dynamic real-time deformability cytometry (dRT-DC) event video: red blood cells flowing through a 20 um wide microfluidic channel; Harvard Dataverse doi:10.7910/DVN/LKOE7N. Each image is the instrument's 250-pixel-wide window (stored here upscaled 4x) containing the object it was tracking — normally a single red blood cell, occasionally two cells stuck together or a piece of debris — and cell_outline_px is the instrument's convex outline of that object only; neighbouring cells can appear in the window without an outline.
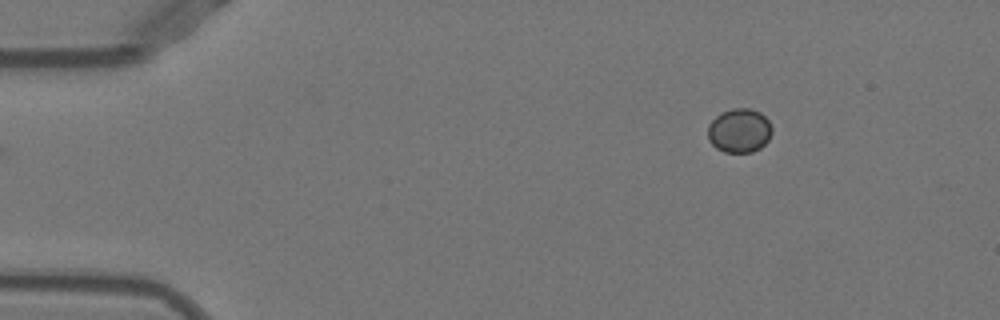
{"species": "Egyptian fruit bat (a non-hibernating species)", "species_latin": "Rousettus aegyptiacus", "temperature_condition": "warm", "stored_images_in_passage": 46, "camera_frame_rate_fps": 3000, "um_per_image_px": 0.085, "animal": {"sex": "female"}, "frame": {"image": 1, "passage_image": 1, "time_ms": 0.0, "image_size_px": [1000, 320], "cell_outline_px": [[772, 132], [768, 140], [760, 148], [752, 152], [724, 152], [716, 148], [708, 140], [708, 124], [720, 112], [732, 108], [752, 108], [760, 112], [768, 120], [772, 128]], "centroid_in_image_um": [62.84, 11.09], "position_along_channel_um": 22.2, "area_um2": 16.65}}
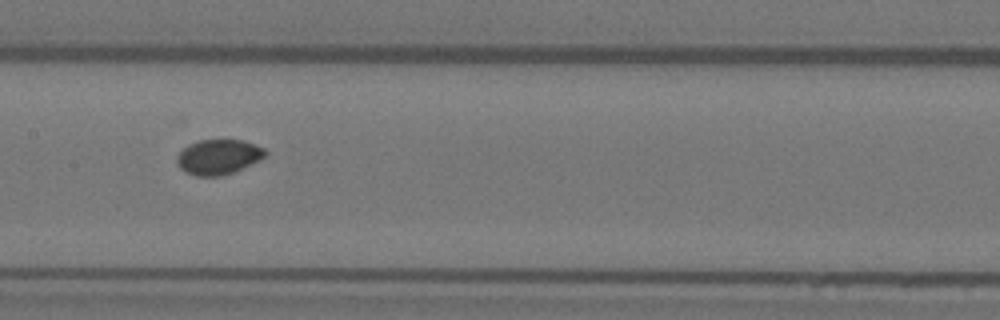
{"frame": {"image": 2, "passage_image": 20, "time_ms": 6.333, "image_size_px": [1000, 320], "cell_outline_px": [[268, 152], [260, 160], [232, 172], [220, 176], [196, 176], [184, 172], [176, 164], [176, 156], [188, 144], [200, 140], [244, 140], [264, 148]], "centroid_in_image_um": [18.54, 13.34], "position_along_channel_um": 188.9, "area_um2": 18.03}}
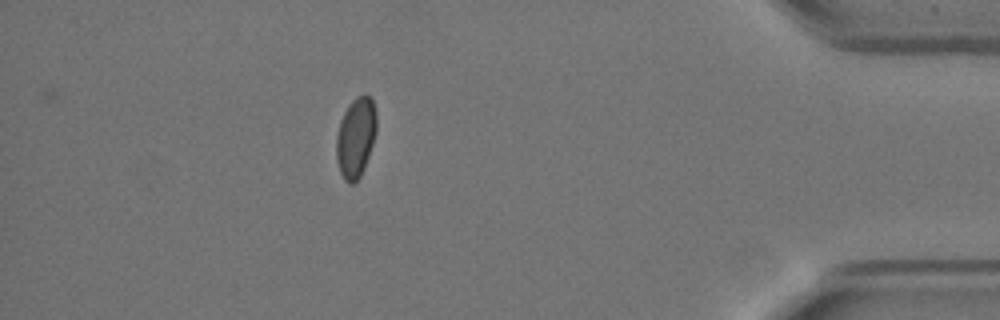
{"frame": {"image": 3, "passage_image": 40, "time_ms": 13.0, "image_size_px": [1000, 320], "cell_outline_px": [[376, 132], [364, 168], [360, 176], [352, 184], [348, 184], [344, 180], [340, 172], [336, 160], [336, 136], [340, 120], [348, 104], [356, 96], [364, 92], [372, 100], [376, 112]], "centroid_in_image_um": [30.22, 11.66], "position_along_channel_um": 405.0, "area_um2": 18.84}, "authors_computed_cell_mechanics": {"area_um2": 18.2359, "velocity_mm_per_s": 3.9269, "shape_relaxation_time_tau1_ms": 5.5979, "shape_relaxation_time_tau2_ms": 0.5461, "deformation_change_tau1": 0.0824, "deformation_change_tau2": 0.0237}}